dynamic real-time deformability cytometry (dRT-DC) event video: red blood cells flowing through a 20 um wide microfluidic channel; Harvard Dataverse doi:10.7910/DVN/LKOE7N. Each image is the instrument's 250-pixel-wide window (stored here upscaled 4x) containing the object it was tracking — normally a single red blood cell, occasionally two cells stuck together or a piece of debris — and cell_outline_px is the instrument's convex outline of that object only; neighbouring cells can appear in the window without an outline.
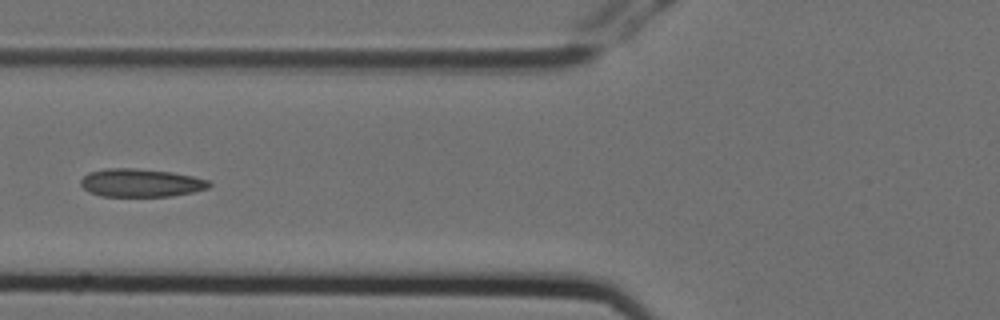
{"species": "Egyptian fruit bat (a non-hibernating species)", "species_latin": "Rousettus aegyptiacus", "temperature_condition": "cold", "stored_images_in_passage": 6, "camera_frame_rate_fps": 3000, "um_per_image_px": 0.085, "animal": {"sex": "female"}, "frame": {"image": 1, "passage_image": 6, "time_ms": 1.667, "image_size_px": [1000, 320], "cell_outline_px": [[212, 184], [208, 188], [192, 192], [172, 196], [100, 196], [88, 192], [80, 184], [80, 180], [88, 172], [104, 168], [136, 168], [172, 172], [212, 180]], "centroid_in_image_um": [11.97, 15.53], "position_along_channel_um": 113.8, "area_um2": 21.27}}